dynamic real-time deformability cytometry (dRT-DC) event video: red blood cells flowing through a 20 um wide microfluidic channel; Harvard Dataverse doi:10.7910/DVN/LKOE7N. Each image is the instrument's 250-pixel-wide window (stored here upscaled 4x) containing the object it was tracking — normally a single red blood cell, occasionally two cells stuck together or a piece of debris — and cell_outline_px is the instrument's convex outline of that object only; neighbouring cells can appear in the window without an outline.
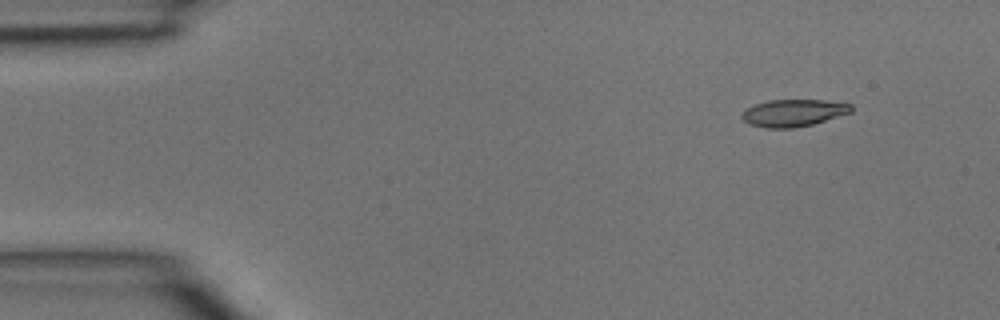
{"species": "common noctule bat (a hibernating species)", "species_latin": "Nyctalus noctula", "temperature_condition": "room temperature", "stored_images_in_passage": 2, "camera_frame_rate_fps": 3000, "um_per_image_px": 0.085, "animal": {"sex": "male", "body_mass_g": 15.6}, "frame": {"image": 1, "passage_image": 1, "time_ms": 0.0, "image_size_px": [1000, 320], "cell_outline_px": [[852, 112], [812, 124], [792, 128], [768, 128], [748, 124], [740, 116], [748, 108], [756, 104], [768, 100], [824, 100], [852, 104]], "centroid_in_image_um": [67.45, 9.59], "position_along_channel_um": 17.6, "area_um2": 17.11}}